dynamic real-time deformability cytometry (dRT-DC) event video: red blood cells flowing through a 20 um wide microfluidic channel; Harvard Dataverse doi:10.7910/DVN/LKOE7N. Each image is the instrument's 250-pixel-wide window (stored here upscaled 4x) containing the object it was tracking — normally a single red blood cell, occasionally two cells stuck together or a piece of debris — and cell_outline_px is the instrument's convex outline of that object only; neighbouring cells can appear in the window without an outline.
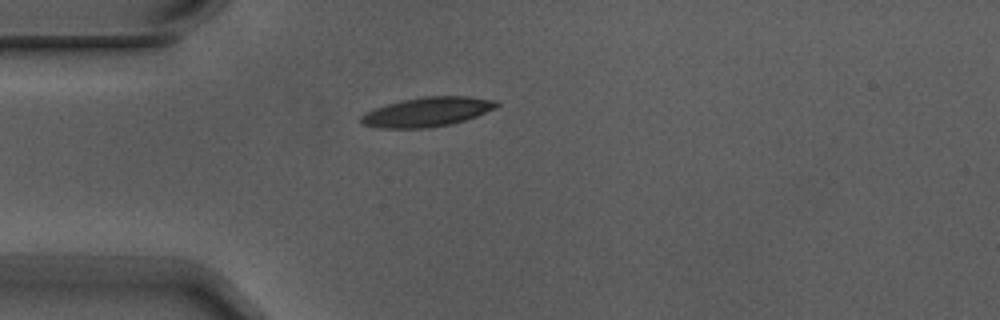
{"species": "Egyptian fruit bat (a non-hibernating species)", "species_latin": "Rousettus aegyptiacus", "temperature_condition": "warm", "stored_images_in_passage": 1, "camera_frame_rate_fps": 3000, "um_per_image_px": 0.085, "animal": {"sex": "male"}, "frame": {"image": 1, "passage_image": 1, "time_ms": 0.0, "image_size_px": [1000, 320], "cell_outline_px": [[500, 104], [496, 108], [476, 116], [452, 124], [428, 128], [380, 128], [364, 124], [360, 120], [360, 116], [376, 108], [388, 104], [420, 96], [468, 96], [496, 100]], "centroid_in_image_um": [36.36, 9.51], "position_along_channel_um": 48.6, "area_um2": 23.06}}